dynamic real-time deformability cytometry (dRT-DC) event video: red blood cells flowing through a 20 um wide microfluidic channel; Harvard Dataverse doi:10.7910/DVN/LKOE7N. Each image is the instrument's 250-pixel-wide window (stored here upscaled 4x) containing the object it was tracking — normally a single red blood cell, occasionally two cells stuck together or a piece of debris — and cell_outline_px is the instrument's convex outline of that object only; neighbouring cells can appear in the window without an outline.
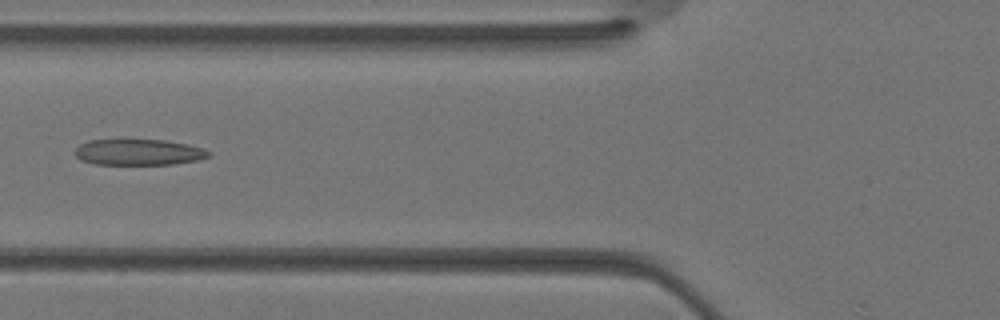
{"species": "Egyptian fruit bat (a non-hibernating species)", "species_latin": "Rousettus aegyptiacus", "temperature_condition": "warm", "stored_images_in_passage": 26, "camera_frame_rate_fps": 3000, "um_per_image_px": 0.085, "animal": {"sex": "female"}, "frame": {"image": 1, "passage_image": 6, "time_ms": 1.667, "image_size_px": [1000, 320], "cell_outline_px": [[212, 156], [200, 160], [172, 164], [96, 164], [80, 160], [72, 152], [80, 144], [88, 140], [164, 140], [188, 144], [204, 148], [212, 152]], "centroid_in_image_um": [11.82, 12.94], "position_along_channel_um": 114.0, "area_um2": 20.46}}
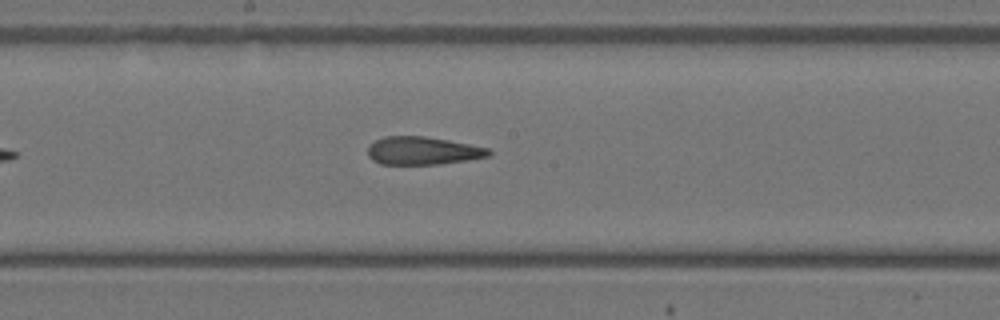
{"frame": {"image": 2, "passage_image": 11, "time_ms": 3.333, "image_size_px": [1000, 320], "cell_outline_px": [[492, 152], [488, 156], [468, 160], [440, 164], [380, 164], [372, 160], [368, 156], [368, 148], [376, 140], [384, 136], [424, 136], [448, 140], [488, 148]], "centroid_in_image_um": [35.92, 12.82], "position_along_channel_um": 212.3, "area_um2": 19.59}}
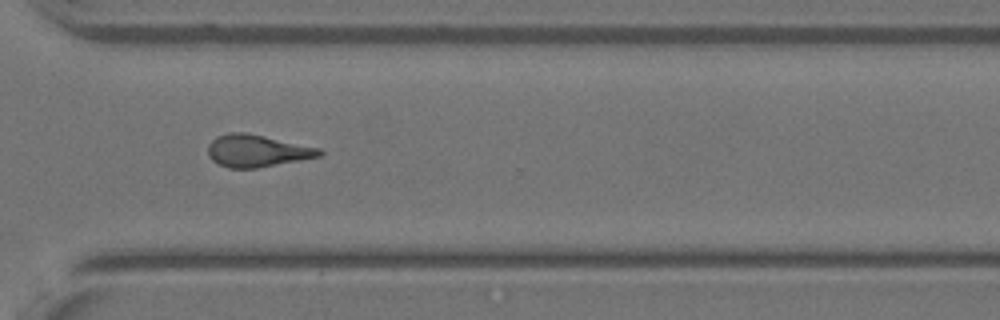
{"frame": {"image": 3, "passage_image": 18, "time_ms": 5.667, "image_size_px": [1000, 320], "cell_outline_px": [[324, 152], [320, 156], [300, 160], [256, 168], [228, 168], [212, 160], [208, 156], [208, 144], [216, 136], [228, 132], [244, 132], [264, 136], [320, 148]], "centroid_in_image_um": [21.82, 12.81], "position_along_channel_um": 348.8, "area_um2": 20.81}}